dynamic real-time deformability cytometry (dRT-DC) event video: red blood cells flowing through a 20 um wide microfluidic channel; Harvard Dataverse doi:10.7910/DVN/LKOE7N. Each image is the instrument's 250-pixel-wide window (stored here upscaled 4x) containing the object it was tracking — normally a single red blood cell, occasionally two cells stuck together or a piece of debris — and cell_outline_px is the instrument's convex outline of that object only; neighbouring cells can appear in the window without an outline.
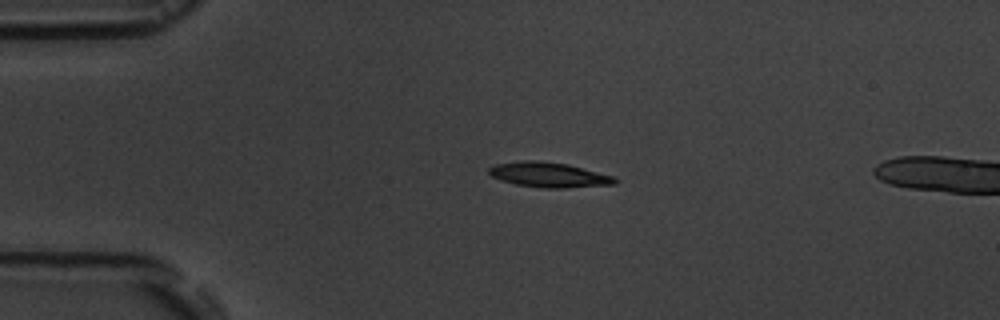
{"species": "common noctule bat (a hibernating species)", "species_latin": "Nyctalus noctula", "temperature_condition": "room temperature", "stored_images_in_passage": 6, "camera_frame_rate_fps": 3000, "um_per_image_px": 0.085, "animal": {"sex": "male", "body_mass_g": 19.5, "forearm_length_mm": 54.6}, "frame": {"image": 1, "passage_image": 4, "time_ms": 3.667, "image_size_px": [1000, 320], "cell_outline_px": [[620, 180], [616, 184], [564, 188], [544, 188], [516, 184], [500, 180], [492, 176], [488, 172], [488, 168], [496, 164], [524, 160], [540, 160], [568, 164], [616, 176]], "centroid_in_image_um": [46.71, 14.85], "position_along_channel_um": 38.3, "area_um2": 18.55}}